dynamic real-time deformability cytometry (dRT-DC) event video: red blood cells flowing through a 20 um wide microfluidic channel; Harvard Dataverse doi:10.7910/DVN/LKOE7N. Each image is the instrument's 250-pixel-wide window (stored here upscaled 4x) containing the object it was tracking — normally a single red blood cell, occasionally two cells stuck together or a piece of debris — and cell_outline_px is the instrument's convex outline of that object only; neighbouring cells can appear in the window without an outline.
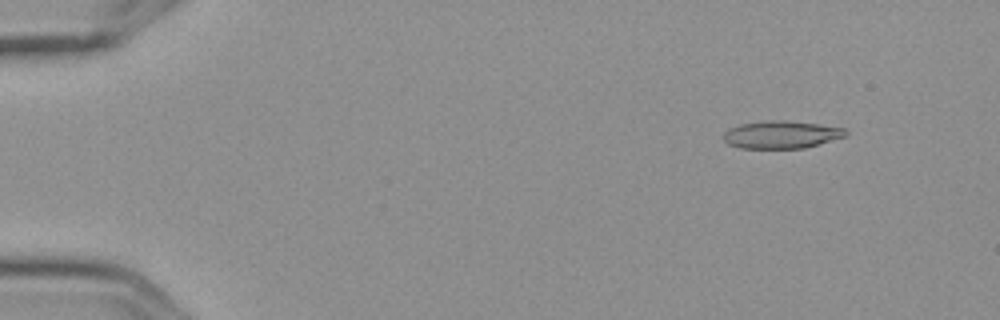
{"species": "Egyptian fruit bat (a non-hibernating species)", "species_latin": "Rousettus aegyptiacus", "temperature_condition": "cold", "stored_images_in_passage": 5, "camera_frame_rate_fps": 3000, "um_per_image_px": 0.085, "frame": {"image": 1, "passage_image": 2, "time_ms": 0.333, "image_size_px": [1000, 320], "cell_outline_px": [[848, 136], [820, 144], [804, 148], [740, 148], [728, 144], [724, 140], [724, 132], [728, 128], [740, 124], [764, 120], [784, 120], [820, 124], [844, 128], [848, 132]], "centroid_in_image_um": [66.43, 11.43], "position_along_channel_um": 18.6, "area_um2": 19.88}}
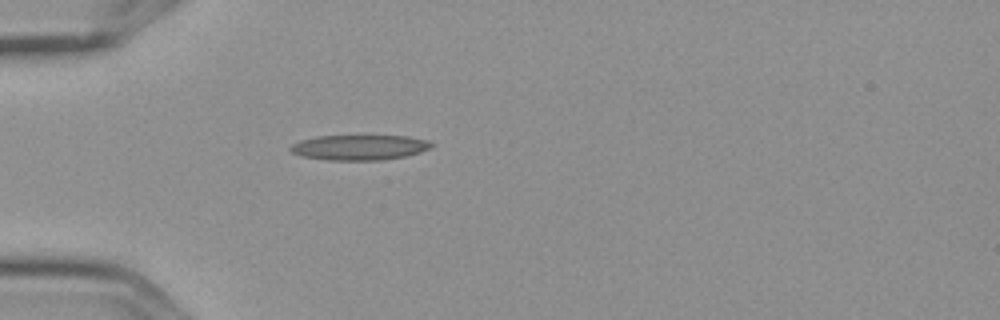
{"frame": {"image": 2, "passage_image": 5, "time_ms": 1.333, "image_size_px": [1000, 320], "cell_outline_px": [[436, 144], [420, 152], [404, 156], [384, 160], [328, 160], [300, 156], [292, 152], [288, 148], [292, 144], [300, 140], [316, 136], [408, 136], [428, 140]], "centroid_in_image_um": [30.53, 12.53], "position_along_channel_um": 54.5, "area_um2": 20.75}}